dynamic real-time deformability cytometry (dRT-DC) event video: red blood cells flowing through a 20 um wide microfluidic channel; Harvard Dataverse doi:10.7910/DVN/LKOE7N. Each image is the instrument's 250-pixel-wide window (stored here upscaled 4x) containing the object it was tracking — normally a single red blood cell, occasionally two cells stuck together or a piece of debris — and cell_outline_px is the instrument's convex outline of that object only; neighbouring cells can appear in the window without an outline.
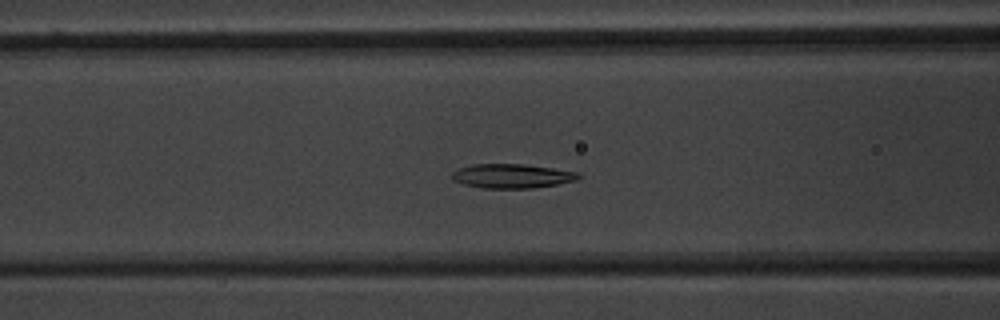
{"species": "common noctule bat (a hibernating species)", "species_latin": "Nyctalus noctula", "temperature_condition": "warm", "stored_images_in_passage": 38, "camera_frame_rate_fps": 3000, "um_per_image_px": 0.085, "animal": {"sex": "male", "body_mass_g": 20.1, "forearm_length_mm": 53.5}, "frame": {"image": 1, "passage_image": 7, "time_ms": 2.0, "image_size_px": [1000, 320], "cell_outline_px": [[580, 176], [576, 180], [556, 184], [532, 188], [484, 188], [464, 184], [452, 180], [452, 172], [460, 168], [472, 164], [524, 164], [580, 172]], "centroid_in_image_um": [43.51, 14.95], "position_along_channel_um": 123.1, "area_um2": 17.74}}
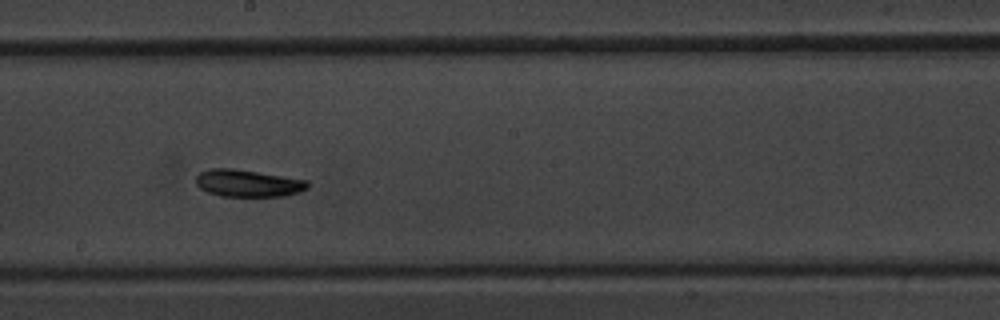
{"frame": {"image": 2, "passage_image": 15, "time_ms": 4.667, "image_size_px": [1000, 320], "cell_outline_px": [[308, 188], [300, 192], [284, 196], [220, 196], [208, 192], [200, 188], [196, 184], [196, 176], [200, 172], [208, 168], [232, 168], [308, 180]], "centroid_in_image_um": [21.06, 15.57], "position_along_channel_um": 227.1, "area_um2": 17.69}}
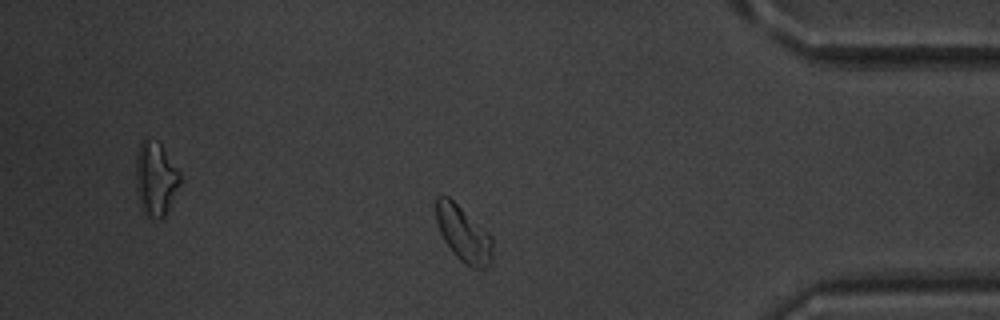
{"frame": {"image": 3, "passage_image": 30, "time_ms": 9.667, "image_size_px": [1000, 320], "cell_outline_px": [[492, 260], [484, 268], [472, 268], [464, 264], [456, 256], [444, 240], [440, 232], [436, 220], [436, 196], [448, 196], [488, 232], [492, 236]], "centroid_in_image_um": [39.39, 19.89], "position_along_channel_um": 395.8, "area_um2": 18.15}, "authors_computed_cell_mechanics": {"area_um2": 17.8024, "velocity_mm_per_s": 3.9054, "shape_relaxation_time_tau1_ms": 2.2904, "shape_relaxation_time_tau2_ms": 8.6027, "deformation_change_tau1": 0.115, "deformation_change_tau2": 0.1322}}